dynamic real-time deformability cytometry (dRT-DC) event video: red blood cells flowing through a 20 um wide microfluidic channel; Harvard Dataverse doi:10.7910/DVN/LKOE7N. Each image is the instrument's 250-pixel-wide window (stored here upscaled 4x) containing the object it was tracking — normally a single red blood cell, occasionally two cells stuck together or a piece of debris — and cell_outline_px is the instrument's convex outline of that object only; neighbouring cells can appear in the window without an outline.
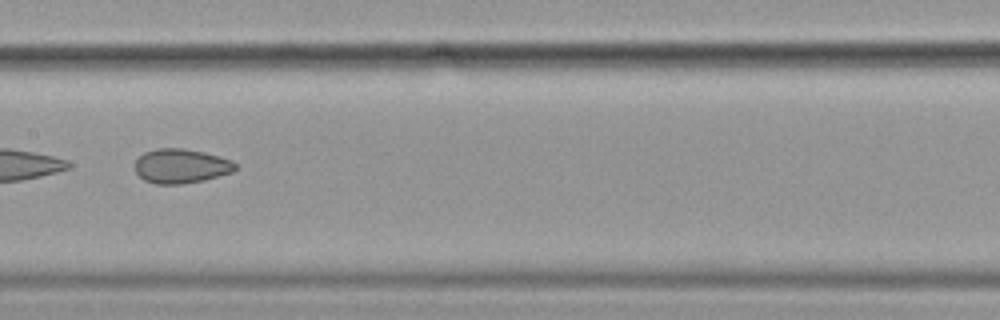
{"species": "common noctule bat (a hibernating species)", "species_latin": "Nyctalus noctula", "temperature_condition": "cold", "stored_images_in_passage": 39, "camera_frame_rate_fps": 3000, "um_per_image_px": 0.085, "animal": {"sex": "female", "body_mass_g": 19.9}, "frame": {"image": 1, "passage_image": 28, "time_ms": 9.0, "image_size_px": [1000, 320], "cell_outline_px": [[236, 168], [232, 172], [204, 180], [184, 184], [156, 184], [144, 180], [136, 172], [136, 160], [144, 152], [160, 148], [180, 148], [204, 152], [232, 160], [236, 164]], "centroid_in_image_um": [15.39, 14.12], "position_along_channel_um": 192.0, "area_um2": 20.0}}